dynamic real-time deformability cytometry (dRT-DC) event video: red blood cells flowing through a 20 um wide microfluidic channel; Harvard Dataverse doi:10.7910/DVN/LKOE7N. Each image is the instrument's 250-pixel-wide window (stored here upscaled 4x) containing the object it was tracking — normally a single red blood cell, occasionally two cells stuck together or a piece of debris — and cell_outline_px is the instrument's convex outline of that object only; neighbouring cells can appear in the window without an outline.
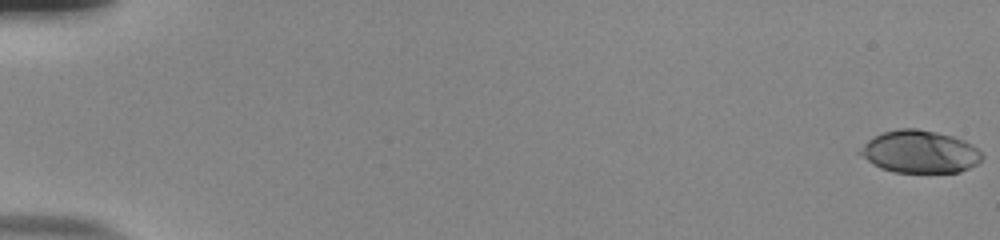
{"species": "human", "species_latin": "Homo sapiens", "temperature_condition": "room temperature", "stored_images_in_passage": 55, "camera_frame_rate_fps": 3000, "um_per_image_px": 0.085, "donor": {"sex": "male"}, "frame": {"image": 1, "passage_image": 1, "time_ms": 0.0, "image_size_px": [1000, 240], "cell_outline_px": [[984, 156], [976, 164], [960, 172], [892, 172], [880, 168], [872, 164], [856, 152], [868, 140], [884, 132], [900, 128], [916, 128], [936, 132], [952, 136], [964, 140], [972, 144]], "centroid_in_image_um": [78.16, 12.9], "position_along_channel_um": 6.8, "area_um2": 30.11}}
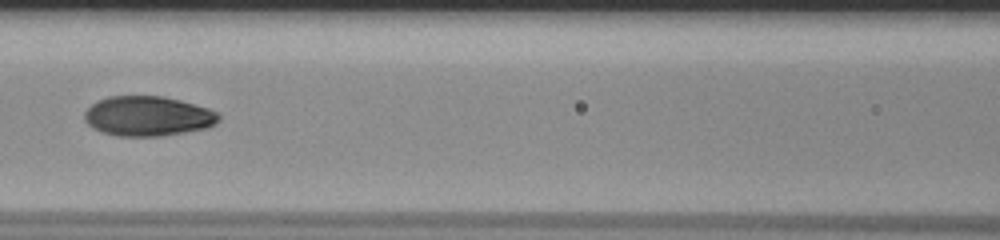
{"frame": {"image": 2, "passage_image": 27, "time_ms": 8.667, "image_size_px": [1000, 240], "cell_outline_px": [[220, 120], [216, 124], [208, 128], [160, 136], [116, 136], [92, 128], [84, 120], [84, 112], [96, 100], [108, 96], [160, 96], [180, 100], [208, 108], [216, 112], [220, 116]], "centroid_in_image_um": [12.56, 9.87], "position_along_channel_um": 154.0, "area_um2": 31.27}}
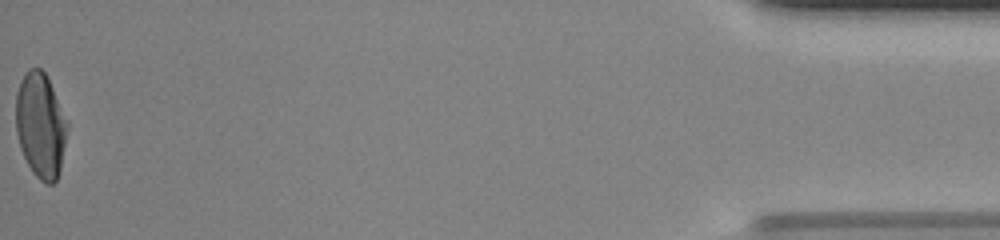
{"frame": {"image": 3, "passage_image": 55, "time_ms": 18.0, "image_size_px": [1000, 240], "cell_outline_px": [[68, 124], [60, 168], [56, 180], [52, 184], [48, 184], [40, 180], [32, 172], [20, 148], [16, 132], [16, 92], [20, 80], [28, 68], [40, 68], [44, 72], [68, 120]], "centroid_in_image_um": [3.43, 10.64], "position_along_channel_um": 431.8, "area_um2": 31.33}, "authors_computed_cell_mechanics": {"area_um2": 31.3276, "velocity_mm_per_s": 3.9121, "shape_relaxation_time_tau1_ms": 5.9619, "shape_relaxation_time_tau2_ms": 0.8434, "deformation_change_tau1": 0.2198, "deformation_change_tau2": 0.0412}}